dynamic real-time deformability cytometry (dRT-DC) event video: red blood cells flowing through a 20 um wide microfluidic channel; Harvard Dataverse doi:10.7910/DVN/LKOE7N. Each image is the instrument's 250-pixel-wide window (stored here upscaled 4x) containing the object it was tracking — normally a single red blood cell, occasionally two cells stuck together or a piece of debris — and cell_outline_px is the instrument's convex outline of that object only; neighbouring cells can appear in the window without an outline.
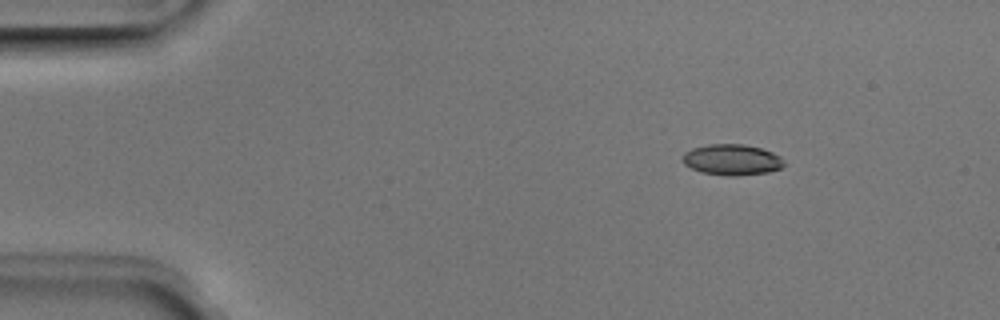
{"species": "Egyptian fruit bat (a non-hibernating species)", "species_latin": "Rousettus aegyptiacus", "temperature_condition": "room temperature", "stored_images_in_passage": 45, "camera_frame_rate_fps": 3000, "um_per_image_px": 0.085, "animal": {"sex": "male"}, "frame": {"image": 1, "passage_image": 1, "time_ms": 0.0, "image_size_px": [1000, 320], "cell_outline_px": [[784, 164], [780, 168], [768, 172], [736, 176], [728, 176], [700, 172], [684, 164], [680, 160], [684, 152], [692, 148], [708, 144], [744, 144], [760, 148], [772, 152], [780, 156], [784, 160]], "centroid_in_image_um": [62.18, 13.57], "position_along_channel_um": 22.8, "area_um2": 18.38}}
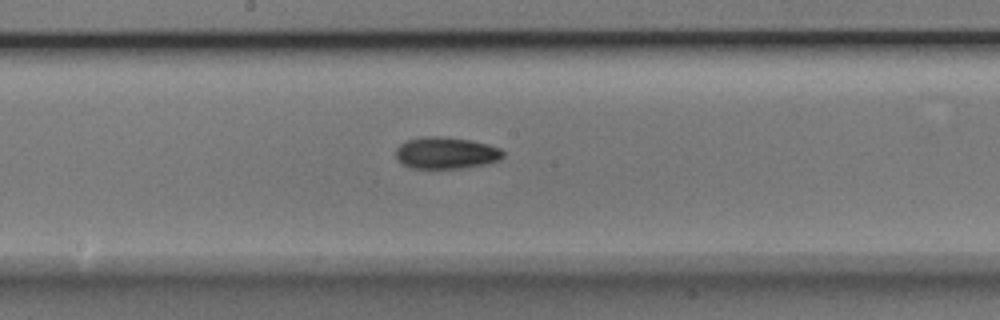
{"frame": {"image": 2, "passage_image": 21, "time_ms": 6.667, "image_size_px": [1000, 320], "cell_outline_px": [[504, 156], [500, 160], [488, 164], [460, 168], [408, 168], [400, 164], [396, 160], [396, 148], [400, 144], [408, 140], [424, 136], [444, 136], [472, 140], [488, 144], [500, 148], [504, 152]], "centroid_in_image_um": [37.91, 13.0], "position_along_channel_um": 210.3, "area_um2": 20.23}}
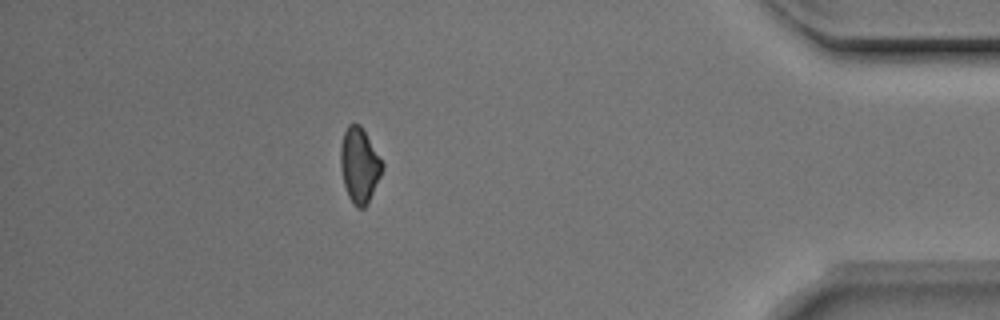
{"frame": {"image": 3, "passage_image": 39, "time_ms": 12.667, "image_size_px": [1000, 320], "cell_outline_px": [[384, 168], [368, 204], [364, 208], [356, 208], [352, 204], [348, 196], [344, 184], [340, 168], [340, 148], [344, 132], [348, 124], [360, 124], [384, 164]], "centroid_in_image_um": [30.55, 14.08], "position_along_channel_um": 404.7, "area_um2": 18.32}, "authors_computed_cell_mechanics": {"area_um2": 18.9584, "velocity_mm_per_s": 3.9917, "shape_relaxation_time_tau1_ms": 3.2292, "shape_relaxation_time_tau2_ms": 5.1399, "deformation_change_tau1": 0.1086, "deformation_change_tau2": 0.0959}}